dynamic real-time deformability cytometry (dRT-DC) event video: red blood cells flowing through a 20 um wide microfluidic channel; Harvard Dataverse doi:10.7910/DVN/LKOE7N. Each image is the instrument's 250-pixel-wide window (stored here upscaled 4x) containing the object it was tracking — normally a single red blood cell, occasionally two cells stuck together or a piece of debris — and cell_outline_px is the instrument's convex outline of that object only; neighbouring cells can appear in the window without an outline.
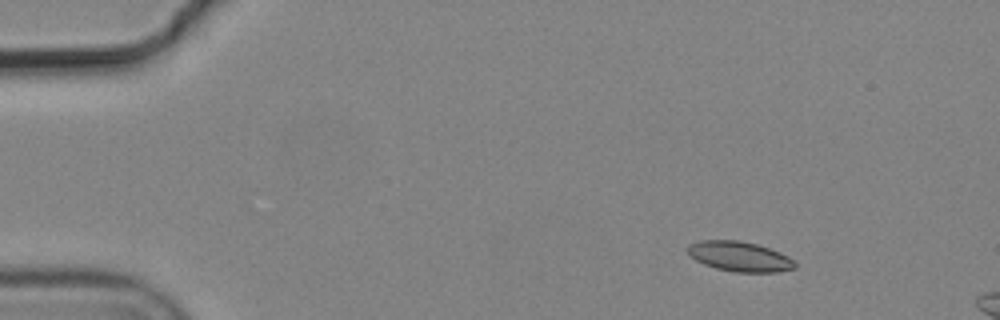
{"species": "common noctule bat (a hibernating species)", "species_latin": "Nyctalus noctula", "temperature_condition": "cold", "stored_images_in_passage": 5, "camera_frame_rate_fps": 3000, "um_per_image_px": 0.085, "animal": {"sex": "male", "body_mass_g": 19.2, "forearm_length_mm": 51.8}, "frame": {"image": 1, "passage_image": 2, "time_ms": 0.333, "image_size_px": [1000, 320], "cell_outline_px": [[796, 268], [776, 272], [736, 272], [716, 268], [704, 264], [696, 260], [688, 252], [688, 244], [700, 240], [740, 240], [756, 244], [780, 252], [788, 256], [796, 264]], "centroid_in_image_um": [62.87, 21.79], "position_along_channel_um": 22.1, "area_um2": 18.61}}